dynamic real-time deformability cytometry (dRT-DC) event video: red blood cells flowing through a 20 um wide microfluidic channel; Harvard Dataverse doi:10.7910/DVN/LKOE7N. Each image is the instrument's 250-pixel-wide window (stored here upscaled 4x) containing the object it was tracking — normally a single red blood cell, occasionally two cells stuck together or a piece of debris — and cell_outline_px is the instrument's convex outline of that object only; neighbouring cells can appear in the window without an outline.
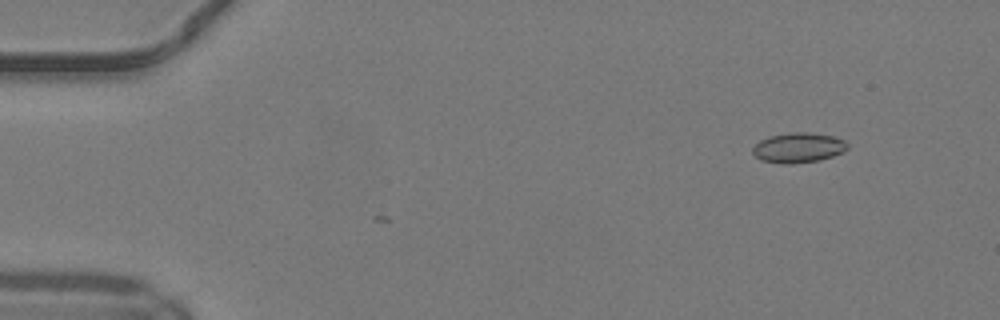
{"species": "common noctule bat (a hibernating species)", "species_latin": "Nyctalus noctula", "temperature_condition": "warm", "stored_images_in_passage": 5, "camera_frame_rate_fps": 3000, "um_per_image_px": 0.085, "animal": {"sex": "male", "body_mass_g": 19.2, "forearm_length_mm": 51.8}, "frame": {"image": 1, "passage_image": 5, "time_ms": 1.333, "image_size_px": [1000, 320], "cell_outline_px": [[848, 148], [844, 152], [820, 160], [792, 164], [780, 164], [760, 160], [752, 152], [752, 148], [760, 140], [768, 136], [792, 132], [804, 132], [832, 136], [844, 140], [848, 144]], "centroid_in_image_um": [67.84, 12.56], "position_along_channel_um": 17.2, "area_um2": 16.65}}